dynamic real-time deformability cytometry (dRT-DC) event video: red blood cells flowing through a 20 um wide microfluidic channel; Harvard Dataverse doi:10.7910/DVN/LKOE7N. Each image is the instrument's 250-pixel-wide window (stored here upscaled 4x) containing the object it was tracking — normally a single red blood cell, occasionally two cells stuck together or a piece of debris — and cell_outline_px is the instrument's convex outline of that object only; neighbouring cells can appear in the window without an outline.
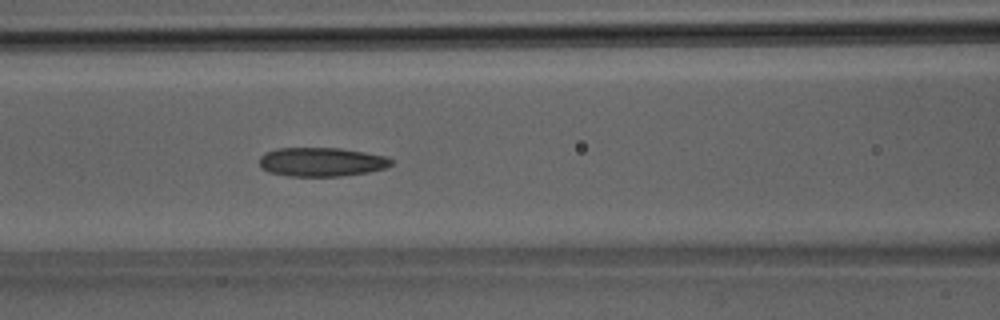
{"species": "Egyptian fruit bat (a non-hibernating species)", "species_latin": "Rousettus aegyptiacus", "temperature_condition": "room temperature", "stored_images_in_passage": 39, "camera_frame_rate_fps": 3000, "um_per_image_px": 0.085, "animal": {"sex": "male"}, "frame": {"image": 1, "passage_image": 17, "time_ms": 5.333, "image_size_px": [1000, 320], "cell_outline_px": [[392, 164], [388, 168], [368, 172], [340, 176], [288, 176], [268, 172], [260, 168], [260, 156], [264, 152], [276, 148], [340, 148], [364, 152], [384, 156], [392, 160]], "centroid_in_image_um": [27.3, 13.76], "position_along_channel_um": 139.3, "area_um2": 22.37}}
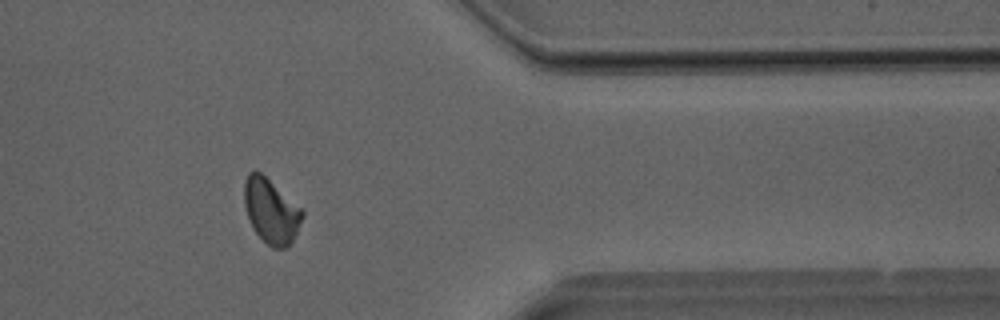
{"frame": {"image": 2, "passage_image": 32, "time_ms": 10.333, "image_size_px": [1000, 320], "cell_outline_px": [[304, 216], [292, 240], [284, 248], [272, 248], [252, 228], [244, 204], [244, 180], [248, 172], [252, 168], [256, 168], [304, 208]], "centroid_in_image_um": [23.04, 17.86], "position_along_channel_um": 388.4, "area_um2": 22.2}}
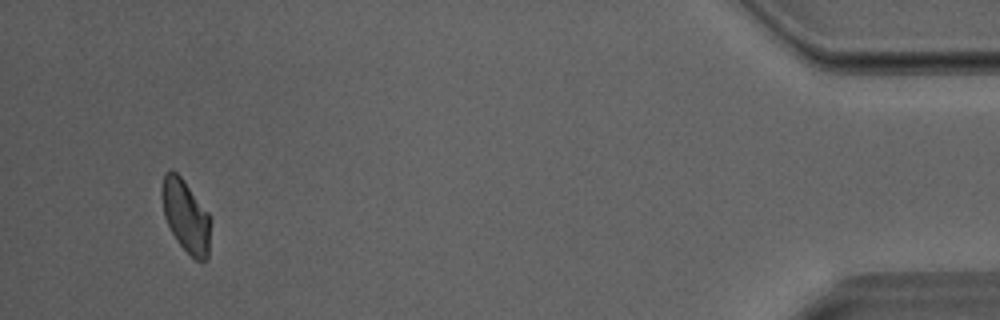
{"frame": {"image": 3, "passage_image": 37, "time_ms": 12.0, "image_size_px": [1000, 320], "cell_outline_px": [[212, 220], [208, 260], [200, 264], [176, 240], [164, 216], [160, 192], [160, 188], [164, 172], [176, 172], [180, 176], [208, 212]], "centroid_in_image_um": [15.82, 18.4], "position_along_channel_um": 419.4, "area_um2": 20.81}}